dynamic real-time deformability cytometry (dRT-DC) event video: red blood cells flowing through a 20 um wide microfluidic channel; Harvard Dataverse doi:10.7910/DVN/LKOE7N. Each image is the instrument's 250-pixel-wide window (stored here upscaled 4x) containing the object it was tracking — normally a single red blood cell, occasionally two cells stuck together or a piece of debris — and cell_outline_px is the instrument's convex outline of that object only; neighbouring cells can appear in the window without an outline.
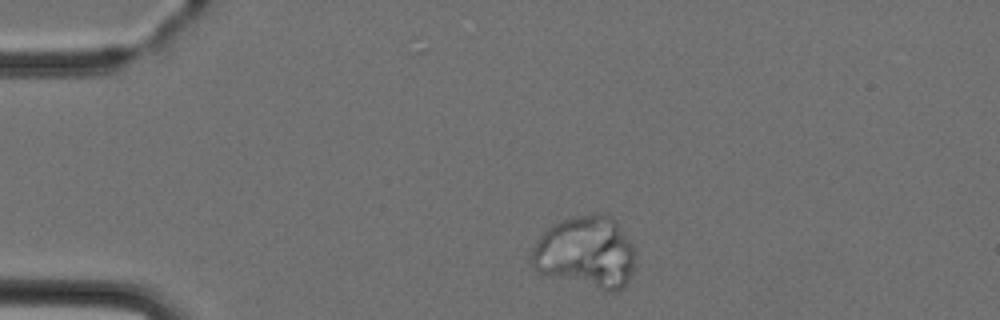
{"species": "Egyptian fruit bat (a non-hibernating species)", "species_latin": "Rousettus aegyptiacus", "temperature_condition": "cold", "stored_images_in_passage": 2, "camera_frame_rate_fps": 3000, "um_per_image_px": 0.085, "animal": {"sex": "female"}, "frame": {"image": 1, "passage_image": 1, "time_ms": 0.0, "image_size_px": [1000, 320], "cell_outline_px": [[636, 260], [632, 272], [624, 288], [612, 292], [608, 292], [548, 276], [532, 268], [532, 248], [536, 240], [552, 224], [560, 220], [576, 216], [596, 212], [604, 212], [616, 220], [636, 248]], "centroid_in_image_um": [49.84, 21.44], "position_along_channel_um": 35.2, "area_um2": 44.39}}